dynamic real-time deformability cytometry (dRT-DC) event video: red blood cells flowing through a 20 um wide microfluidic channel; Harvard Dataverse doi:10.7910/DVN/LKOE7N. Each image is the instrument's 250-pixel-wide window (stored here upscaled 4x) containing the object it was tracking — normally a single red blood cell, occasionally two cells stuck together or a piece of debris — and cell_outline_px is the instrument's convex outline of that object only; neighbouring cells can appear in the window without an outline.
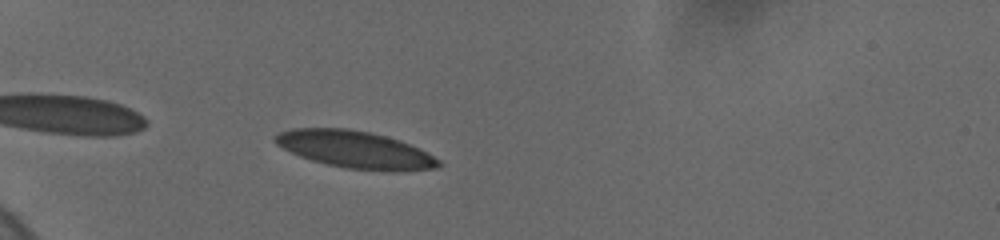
{"species": "human", "species_latin": "Homo sapiens", "temperature_condition": "cold", "stored_images_in_passage": 8, "camera_frame_rate_fps": 3000, "um_per_image_px": 0.085, "donor": {"sex": "female"}, "frame": {"image": 1, "passage_image": 3, "time_ms": 0.667, "image_size_px": [1000, 240], "cell_outline_px": [[444, 164], [440, 168], [400, 172], [388, 172], [344, 168], [312, 160], [300, 156], [276, 144], [272, 140], [280, 132], [292, 128], [348, 128], [368, 132], [384, 136], [420, 148], [440, 160]], "centroid_in_image_um": [30.25, 12.74], "position_along_channel_um": 54.8, "area_um2": 35.55}}
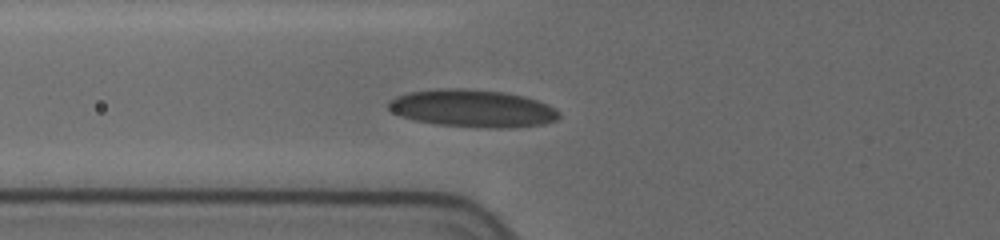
{"frame": {"image": 2, "passage_image": 7, "time_ms": 2.333, "image_size_px": [1000, 240], "cell_outline_px": [[560, 116], [556, 120], [544, 124], [516, 128], [476, 128], [436, 124], [412, 120], [400, 116], [392, 112], [388, 108], [388, 100], [396, 96], [408, 92], [440, 88], [464, 88], [504, 92], [524, 96], [548, 104], [556, 108], [560, 112]], "centroid_in_image_um": [40.17, 9.22], "position_along_channel_um": 85.6, "area_um2": 37.92}}